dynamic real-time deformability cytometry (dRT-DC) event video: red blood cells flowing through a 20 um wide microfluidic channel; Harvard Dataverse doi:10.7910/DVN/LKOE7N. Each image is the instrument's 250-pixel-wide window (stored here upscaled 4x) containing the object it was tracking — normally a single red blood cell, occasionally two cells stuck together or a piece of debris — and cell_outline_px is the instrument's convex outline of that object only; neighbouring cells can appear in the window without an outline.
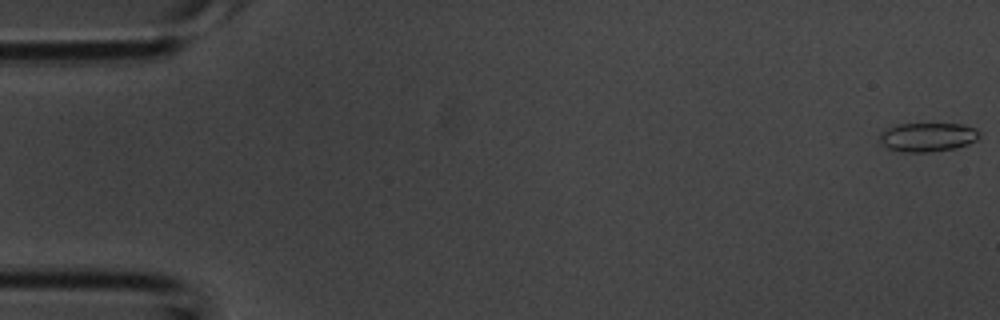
{"species": "common noctule bat (a hibernating species)", "species_latin": "Nyctalus noctula", "temperature_condition": "room temperature", "stored_images_in_passage": 13, "camera_frame_rate_fps": 3000, "um_per_image_px": 0.085, "animal": {"sex": "male", "body_mass_g": 20.1, "forearm_length_mm": 53.5}, "frame": {"image": 1, "passage_image": 1, "time_ms": 0.0, "image_size_px": [1000, 320], "cell_outline_px": [[980, 136], [976, 140], [968, 144], [956, 148], [932, 152], [900, 152], [888, 148], [880, 144], [880, 132], [888, 128], [900, 124], [964, 124], [976, 128], [980, 132]], "centroid_in_image_um": [78.86, 11.66], "position_along_channel_um": 6.1, "area_um2": 16.99}}